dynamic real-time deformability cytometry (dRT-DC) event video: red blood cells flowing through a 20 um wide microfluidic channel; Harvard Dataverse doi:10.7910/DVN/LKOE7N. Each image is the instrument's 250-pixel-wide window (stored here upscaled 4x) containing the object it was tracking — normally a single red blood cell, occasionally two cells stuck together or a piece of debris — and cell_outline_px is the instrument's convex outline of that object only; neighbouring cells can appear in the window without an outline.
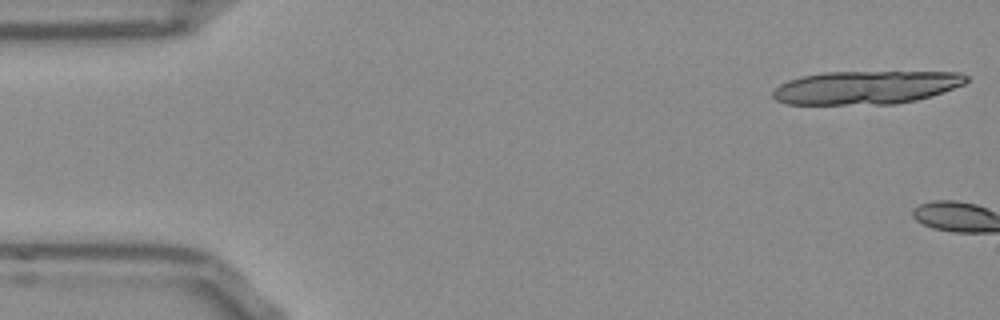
{"species": "Egyptian fruit bat (a non-hibernating species)", "species_latin": "Rousettus aegyptiacus", "temperature_condition": "room temperature", "stored_images_in_passage": 3, "camera_frame_rate_fps": 3000, "um_per_image_px": 0.085, "frame": {"image": 1, "passage_image": 1, "time_ms": 0.0, "image_size_px": [1000, 320], "cell_outline_px": [[968, 80], [964, 84], [916, 100], [896, 104], [788, 104], [776, 100], [772, 96], [772, 92], [780, 84], [788, 80], [800, 76], [824, 72], [960, 72], [968, 76]], "centroid_in_image_um": [73.57, 7.43], "position_along_channel_um": 11.4, "area_um2": 37.4}}